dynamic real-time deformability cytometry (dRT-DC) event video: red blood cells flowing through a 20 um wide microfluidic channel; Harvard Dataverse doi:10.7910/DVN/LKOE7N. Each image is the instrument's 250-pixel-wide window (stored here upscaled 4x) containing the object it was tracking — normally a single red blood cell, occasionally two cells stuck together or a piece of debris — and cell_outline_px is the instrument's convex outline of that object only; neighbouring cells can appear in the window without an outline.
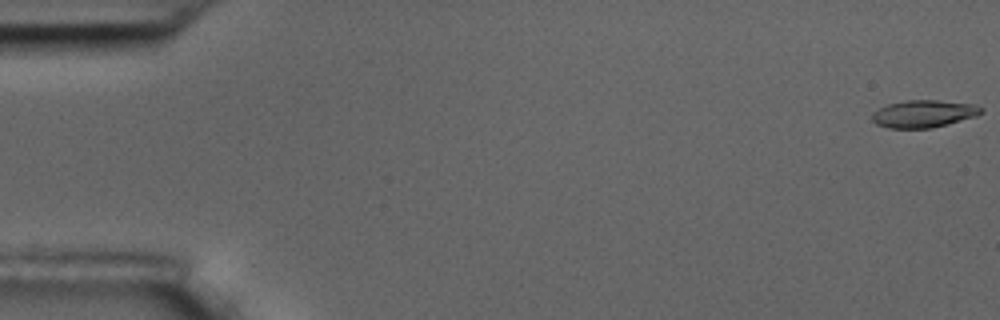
{"species": "common noctule bat (a hibernating species)", "species_latin": "Nyctalus noctula", "temperature_condition": "room temperature", "stored_images_in_passage": 56, "camera_frame_rate_fps": 3000, "um_per_image_px": 0.085, "animal": {"sex": "male", "body_mass_g": 17.5, "forearm_length_mm": 52.3}, "frame": {"image": 1, "passage_image": 1, "time_ms": 0.0, "image_size_px": [1000, 320], "cell_outline_px": [[984, 108], [976, 116], [948, 124], [932, 128], [888, 128], [876, 124], [872, 120], [872, 112], [888, 104], [908, 100], [936, 100], [976, 104]], "centroid_in_image_um": [78.51, 9.67], "position_along_channel_um": 6.5, "area_um2": 17.4}}
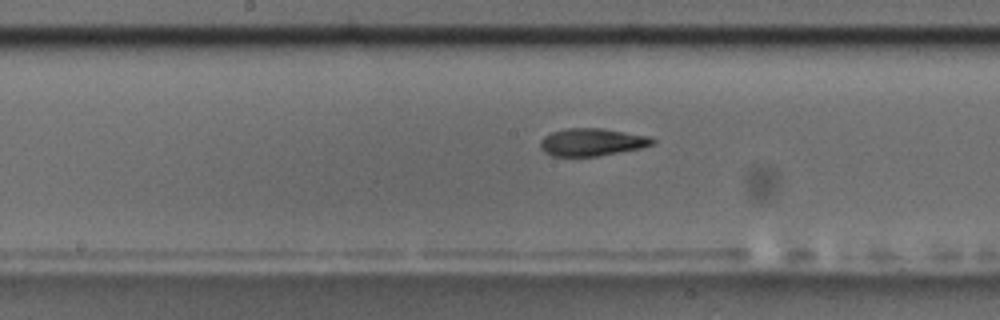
{"frame": {"image": 2, "passage_image": 29, "time_ms": 9.333, "image_size_px": [1000, 320], "cell_outline_px": [[656, 140], [652, 144], [640, 148], [596, 156], [552, 156], [544, 152], [540, 148], [540, 140], [544, 136], [552, 132], [568, 128], [604, 128], [648, 136]], "centroid_in_image_um": [50.28, 12.07], "position_along_channel_um": 197.9, "area_um2": 17.92}}
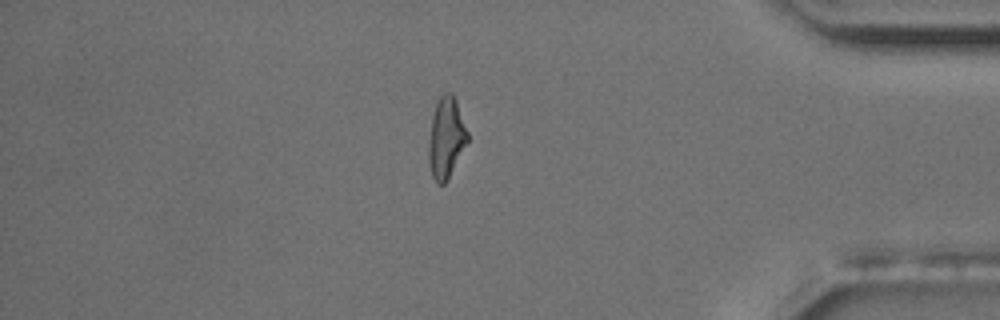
{"frame": {"image": 3, "passage_image": 48, "time_ms": 15.667, "image_size_px": [1000, 320], "cell_outline_px": [[468, 140], [448, 180], [444, 184], [436, 184], [432, 176], [428, 164], [428, 140], [432, 116], [436, 104], [440, 96], [444, 92], [452, 92], [456, 100], [468, 132]], "centroid_in_image_um": [37.9, 11.73], "position_along_channel_um": 397.3, "area_um2": 18.5}, "authors_computed_cell_mechanics": {"area_um2": 18.0914, "velocity_mm_per_s": 3.6546, "shape_relaxation_time_tau1_ms": 3.9331, "shape_relaxation_time_tau2_ms": 3.6467, "deformation_change_tau1": 0.1669, "deformation_change_tau2": 0.1124}}